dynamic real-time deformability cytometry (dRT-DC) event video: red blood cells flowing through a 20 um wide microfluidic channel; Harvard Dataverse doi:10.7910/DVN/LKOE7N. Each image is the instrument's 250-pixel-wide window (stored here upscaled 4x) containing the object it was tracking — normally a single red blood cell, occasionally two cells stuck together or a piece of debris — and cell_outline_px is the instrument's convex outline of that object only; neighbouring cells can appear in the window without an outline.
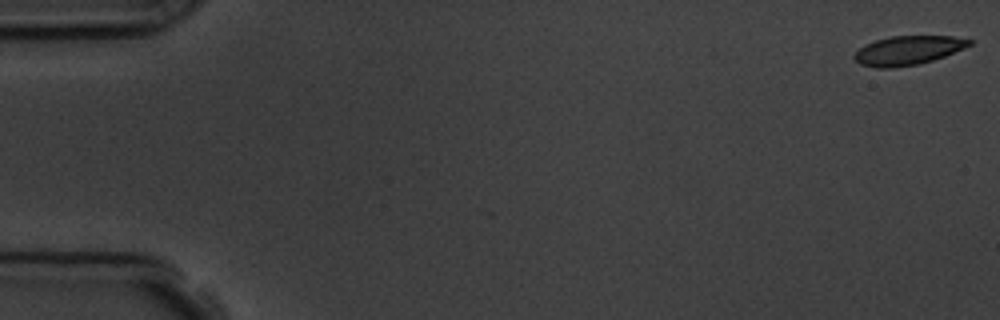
{"species": "common noctule bat (a hibernating species)", "species_latin": "Nyctalus noctula", "temperature_condition": "room temperature", "stored_images_in_passage": 4, "camera_frame_rate_fps": 3000, "um_per_image_px": 0.085, "animal": {"sex": "male", "body_mass_g": 19.5, "forearm_length_mm": 54.6}, "frame": {"image": 1, "passage_image": 1, "time_ms": 0.0, "image_size_px": [1000, 320], "cell_outline_px": [[972, 44], [964, 48], [944, 56], [932, 60], [916, 64], [888, 68], [876, 68], [860, 64], [852, 56], [864, 44], [876, 40], [892, 36], [952, 36], [972, 40]], "centroid_in_image_um": [77.16, 4.28], "position_along_channel_um": 7.8, "area_um2": 19.25}}